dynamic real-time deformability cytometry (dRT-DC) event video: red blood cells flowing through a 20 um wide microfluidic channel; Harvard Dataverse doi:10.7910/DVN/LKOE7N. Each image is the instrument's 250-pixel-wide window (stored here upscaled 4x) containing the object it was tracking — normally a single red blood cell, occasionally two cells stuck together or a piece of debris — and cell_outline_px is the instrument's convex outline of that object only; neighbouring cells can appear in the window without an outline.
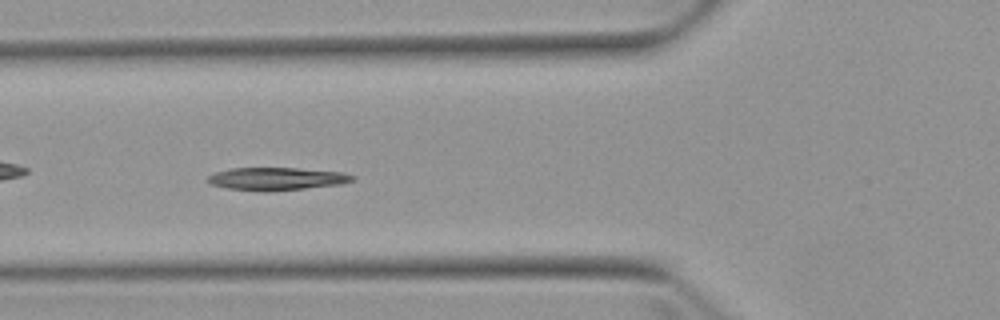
{"species": "Egyptian fruit bat (a non-hibernating species)", "species_latin": "Rousettus aegyptiacus", "temperature_condition": "warm", "stored_images_in_passage": 9, "camera_frame_rate_fps": 3000, "um_per_image_px": 0.085, "animal": {"sex": "female"}, "frame": {"image": 1, "passage_image": 6, "time_ms": 6.0, "image_size_px": [1000, 320], "cell_outline_px": [[356, 180], [340, 184], [304, 188], [264, 192], [228, 188], [212, 184], [204, 180], [208, 176], [216, 172], [232, 168], [296, 168], [344, 172], [356, 176]], "centroid_in_image_um": [23.53, 15.19], "position_along_channel_um": 102.3, "area_um2": 19.19}}
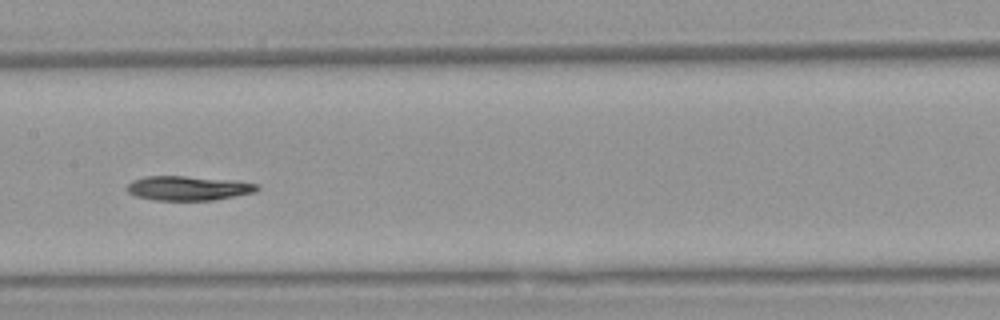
{"frame": {"image": 2, "passage_image": 8, "time_ms": 8.333, "image_size_px": [1000, 320], "cell_outline_px": [[260, 188], [256, 192], [212, 200], [156, 200], [136, 196], [128, 192], [128, 184], [132, 180], [144, 176], [184, 176], [236, 180], [260, 184]], "centroid_in_image_um": [16.04, 15.98], "position_along_channel_um": 191.4, "area_um2": 18.55}}
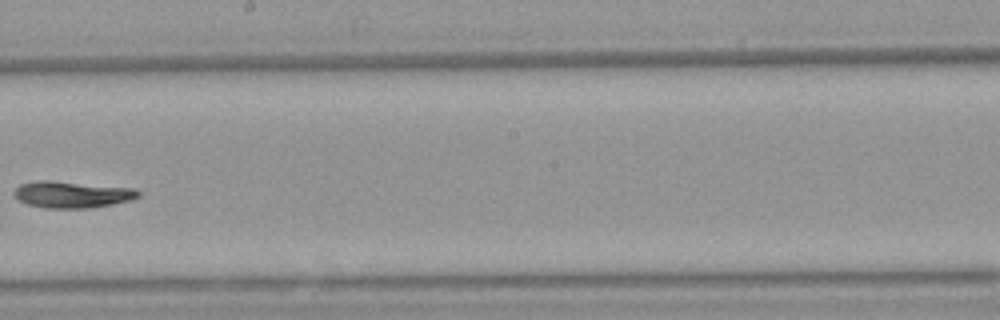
{"frame": {"image": 3, "passage_image": 9, "time_ms": 9.667, "image_size_px": [1000, 320], "cell_outline_px": [[140, 196], [132, 200], [92, 208], [48, 208], [28, 204], [20, 200], [12, 192], [20, 184], [36, 180], [48, 180], [132, 188], [140, 192]], "centroid_in_image_um": [6.13, 16.53], "position_along_channel_um": 242.1, "area_um2": 19.13}}